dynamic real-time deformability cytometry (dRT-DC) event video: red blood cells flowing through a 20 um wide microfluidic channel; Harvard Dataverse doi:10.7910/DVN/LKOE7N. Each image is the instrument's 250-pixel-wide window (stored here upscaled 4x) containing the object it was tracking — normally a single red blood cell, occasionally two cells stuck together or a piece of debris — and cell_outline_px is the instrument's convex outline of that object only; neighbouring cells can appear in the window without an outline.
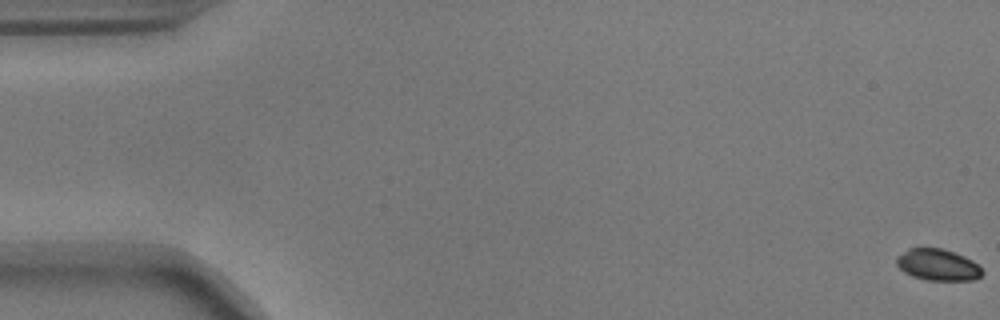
{"species": "common noctule bat (a hibernating species)", "species_latin": "Nyctalus noctula", "temperature_condition": "warm", "stored_images_in_passage": 57, "camera_frame_rate_fps": 3000, "um_per_image_px": 0.085, "animal": {"sex": "male", "body_mass_g": 17.9}, "frame": {"image": 1, "passage_image": 1, "time_ms": 0.0, "image_size_px": [1000, 320], "cell_outline_px": [[984, 272], [980, 276], [972, 280], [924, 280], [912, 276], [904, 272], [896, 264], [896, 256], [908, 248], [944, 248], [964, 256], [972, 260]], "centroid_in_image_um": [79.68, 22.5], "position_along_channel_um": 5.3, "area_um2": 15.78}}
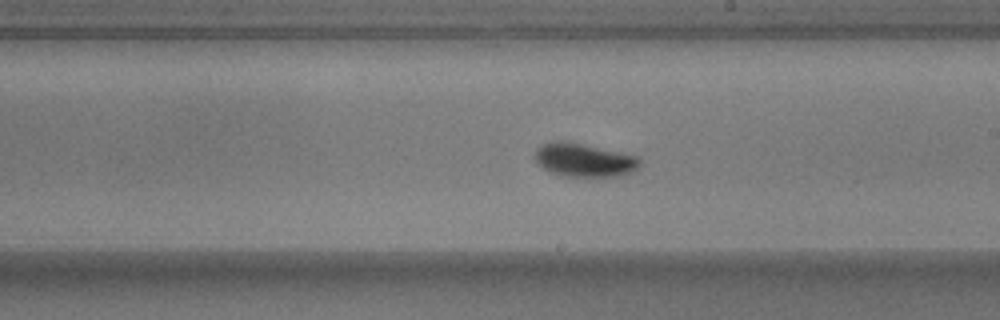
{"frame": {"image": 2, "passage_image": 33, "time_ms": 10.667, "image_size_px": [1000, 320], "cell_outline_px": [[640, 164], [632, 172], [620, 176], [564, 176], [552, 172], [544, 168], [536, 160], [536, 148], [552, 140], [560, 140], [580, 144], [636, 156], [640, 160]], "centroid_in_image_um": [49.64, 13.61], "position_along_channel_um": 239.4, "area_um2": 19.88}}
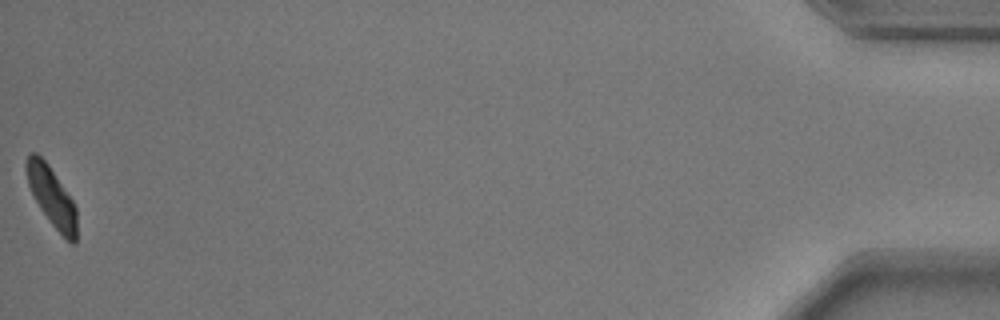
{"frame": {"image": 3, "passage_image": 57, "time_ms": 18.667, "image_size_px": [1000, 320], "cell_outline_px": [[76, 244], [72, 244], [48, 220], [40, 208], [28, 184], [24, 168], [24, 164], [28, 156], [32, 152], [36, 152], [48, 164], [72, 200], [76, 208]], "centroid_in_image_um": [4.37, 16.68], "position_along_channel_um": 430.8, "area_um2": 17.11}, "authors_computed_cell_mechanics": {"area_um2": 18.2648, "velocity_mm_per_s": 3.6195, "shape_relaxation_time_tau1_ms": 1.0614, "shape_relaxation_time_tau2_ms": null, "deformation_change_tau1": 0.0758, "deformation_change_tau2": null}}